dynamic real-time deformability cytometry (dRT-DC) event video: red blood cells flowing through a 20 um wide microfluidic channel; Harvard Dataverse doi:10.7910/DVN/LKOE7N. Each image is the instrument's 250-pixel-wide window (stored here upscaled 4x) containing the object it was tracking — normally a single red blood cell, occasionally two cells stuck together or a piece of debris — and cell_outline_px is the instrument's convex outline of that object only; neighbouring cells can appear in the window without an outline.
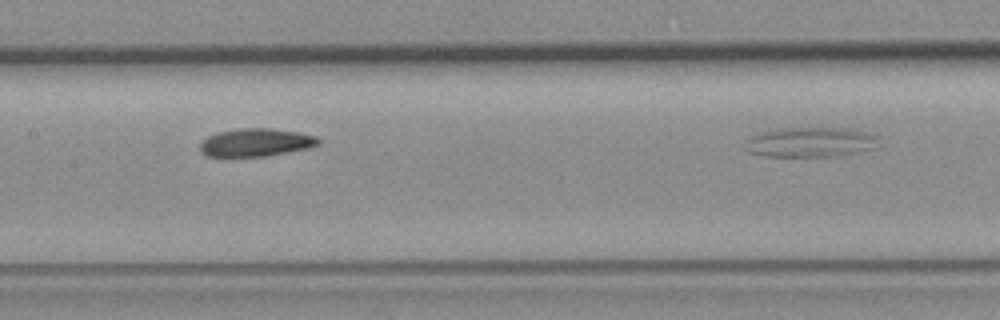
{"species": "common noctule bat (a hibernating species)", "species_latin": "Nyctalus noctula", "temperature_condition": "room temperature", "stored_images_in_passage": 11, "camera_frame_rate_fps": 3000, "um_per_image_px": 0.085, "animal": {"sex": "female", "body_mass_g": 19.3, "forearm_length_mm": 54.1}, "frame": {"image": 1, "passage_image": 11, "time_ms": 3.333, "image_size_px": [1000, 320], "cell_outline_px": [[876, 148], [836, 156], [764, 156], [748, 152], [744, 148], [748, 136], [760, 132], [776, 128], [848, 128], [868, 132], [876, 136]], "centroid_in_image_um": [68.82, 12.07], "position_along_channel_um": 138.6, "area_um2": 23.35}}